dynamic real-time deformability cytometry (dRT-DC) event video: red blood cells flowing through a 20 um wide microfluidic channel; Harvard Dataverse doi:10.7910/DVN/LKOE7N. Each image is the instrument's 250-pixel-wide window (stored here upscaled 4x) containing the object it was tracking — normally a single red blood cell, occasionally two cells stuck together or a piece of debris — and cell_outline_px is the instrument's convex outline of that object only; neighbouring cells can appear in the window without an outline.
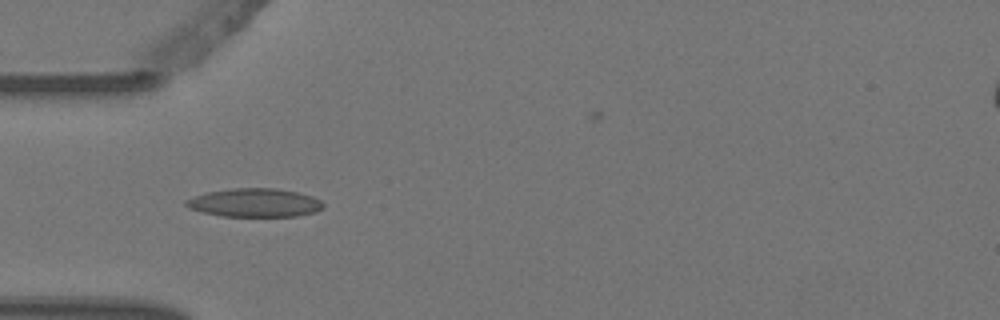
{"species": "Egyptian fruit bat (a non-hibernating species)", "species_latin": "Rousettus aegyptiacus", "temperature_condition": "warm", "stored_images_in_passage": 4, "camera_frame_rate_fps": 3000, "um_per_image_px": 0.085, "animal": {"sex": "female"}, "frame": {"image": 1, "passage_image": 4, "time_ms": 1.0, "image_size_px": [1000, 320], "cell_outline_px": [[324, 208], [316, 212], [296, 216], [220, 216], [188, 208], [184, 204], [184, 200], [208, 192], [232, 188], [276, 188], [296, 192], [312, 196], [320, 200], [324, 204]], "centroid_in_image_um": [21.66, 17.23], "position_along_channel_um": 63.3, "area_um2": 22.77}}